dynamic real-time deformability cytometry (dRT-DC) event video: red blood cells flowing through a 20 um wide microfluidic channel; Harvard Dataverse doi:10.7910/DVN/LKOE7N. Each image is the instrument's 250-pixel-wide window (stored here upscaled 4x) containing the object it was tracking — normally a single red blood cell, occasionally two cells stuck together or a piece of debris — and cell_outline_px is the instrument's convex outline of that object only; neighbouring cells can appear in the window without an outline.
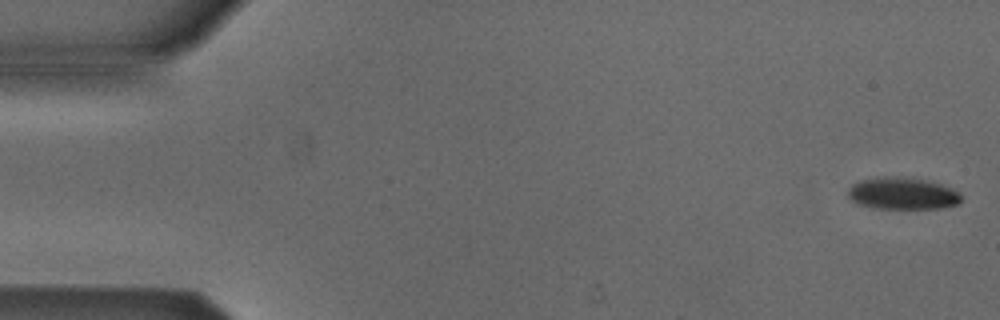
{"species": "Egyptian fruit bat (a non-hibernating species)", "species_latin": "Rousettus aegyptiacus", "temperature_condition": "cold", "stored_images_in_passage": 4, "camera_frame_rate_fps": 3000, "um_per_image_px": 0.085, "animal": {"sex": "male"}, "frame": {"image": 1, "passage_image": 1, "time_ms": 0.0, "image_size_px": [1000, 320], "cell_outline_px": [[964, 196], [956, 204], [940, 208], [872, 208], [856, 204], [848, 196], [848, 188], [852, 184], [864, 180], [924, 180], [940, 184], [952, 188], [960, 192]], "centroid_in_image_um": [76.75, 16.51], "position_along_channel_um": 8.2, "area_um2": 20.0}}